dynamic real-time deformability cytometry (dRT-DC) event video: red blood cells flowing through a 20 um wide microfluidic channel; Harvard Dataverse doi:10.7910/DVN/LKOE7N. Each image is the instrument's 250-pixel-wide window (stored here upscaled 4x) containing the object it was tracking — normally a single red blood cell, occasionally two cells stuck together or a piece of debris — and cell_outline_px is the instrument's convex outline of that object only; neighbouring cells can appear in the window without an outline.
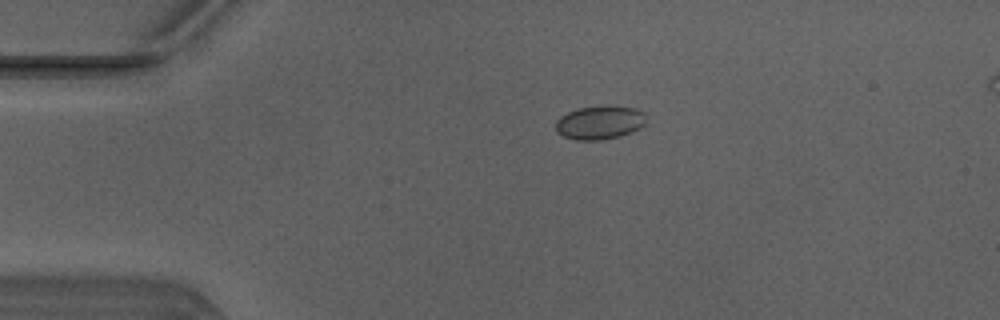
{"species": "Egyptian fruit bat (a non-hibernating species)", "species_latin": "Rousettus aegyptiacus", "temperature_condition": "warm", "stored_images_in_passage": 16, "camera_frame_rate_fps": 3000, "um_per_image_px": 0.085, "animal": {"sex": "male"}, "frame": {"image": 1, "passage_image": 1, "time_ms": 0.0, "image_size_px": [1000, 320], "cell_outline_px": [[644, 124], [640, 128], [620, 136], [600, 140], [576, 140], [564, 136], [556, 132], [556, 120], [560, 116], [576, 108], [636, 108], [644, 112]], "centroid_in_image_um": [50.93, 10.45], "position_along_channel_um": 34.1, "area_um2": 17.11}}
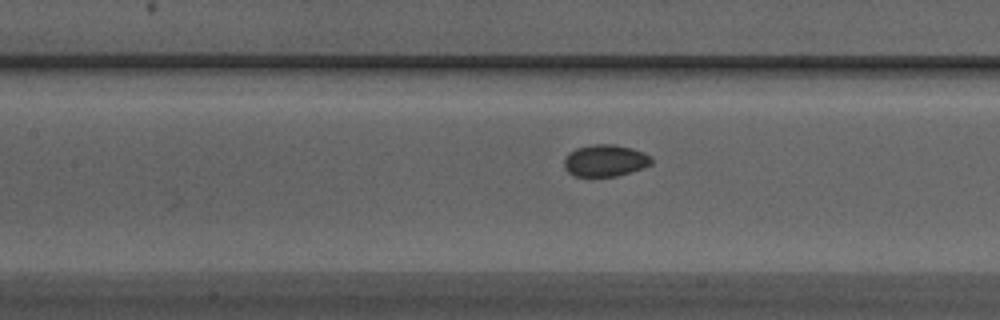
{"frame": {"image": 2, "passage_image": 13, "time_ms": 4.0, "image_size_px": [1000, 320], "cell_outline_px": [[652, 164], [644, 168], [616, 176], [576, 176], [568, 172], [564, 168], [564, 160], [568, 152], [576, 148], [592, 144], [612, 144], [632, 148], [644, 152], [652, 156]], "centroid_in_image_um": [51.45, 13.64], "position_along_channel_um": 155.9, "area_um2": 16.36}}
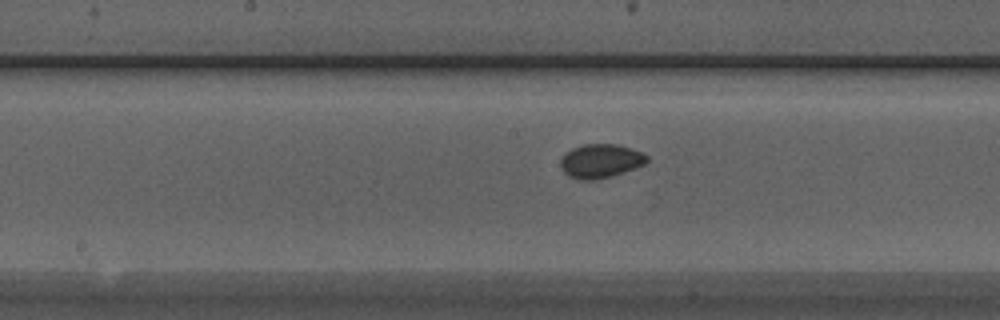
{"frame": {"image": 3, "passage_image": 16, "time_ms": 5.0, "image_size_px": [1000, 320], "cell_outline_px": [[648, 160], [644, 164], [624, 172], [612, 176], [596, 180], [580, 180], [568, 176], [560, 168], [560, 160], [564, 152], [572, 148], [584, 144], [616, 144], [632, 148], [644, 152], [648, 156]], "centroid_in_image_um": [51.03, 13.68], "position_along_channel_um": 197.2, "area_um2": 17.34}}